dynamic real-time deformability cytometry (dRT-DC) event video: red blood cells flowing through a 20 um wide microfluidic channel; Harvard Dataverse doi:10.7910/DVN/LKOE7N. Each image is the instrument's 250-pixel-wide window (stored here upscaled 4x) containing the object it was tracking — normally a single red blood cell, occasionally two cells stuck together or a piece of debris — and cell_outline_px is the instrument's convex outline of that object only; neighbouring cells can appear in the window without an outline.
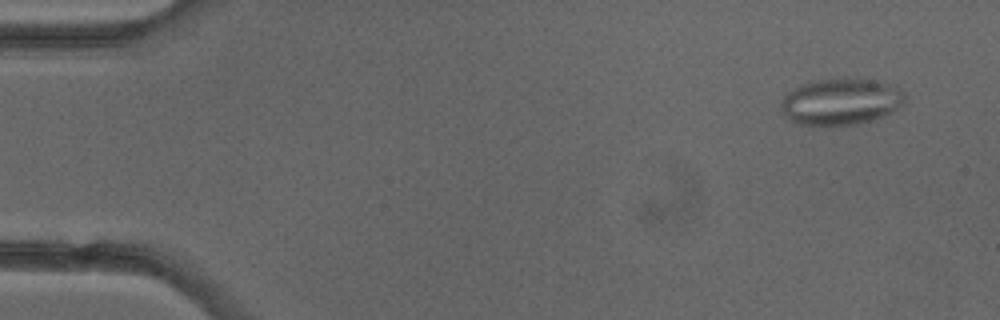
{"species": "common noctule bat (a hibernating species)", "species_latin": "Nyctalus noctula", "temperature_condition": "cold", "stored_images_in_passage": 4, "camera_frame_rate_fps": 3000, "um_per_image_px": 0.085, "animal": {"sex": "female"}, "frame": {"image": 1, "passage_image": 1, "time_ms": 0.0, "image_size_px": [1000, 320], "cell_outline_px": [[904, 104], [892, 112], [884, 116], [872, 120], [856, 124], [796, 124], [788, 120], [784, 116], [780, 108], [780, 104], [784, 96], [788, 92], [800, 84], [812, 80], [844, 76], [856, 76], [896, 84], [904, 92]], "centroid_in_image_um": [71.49, 8.58], "position_along_channel_um": 13.5, "area_um2": 34.56}}